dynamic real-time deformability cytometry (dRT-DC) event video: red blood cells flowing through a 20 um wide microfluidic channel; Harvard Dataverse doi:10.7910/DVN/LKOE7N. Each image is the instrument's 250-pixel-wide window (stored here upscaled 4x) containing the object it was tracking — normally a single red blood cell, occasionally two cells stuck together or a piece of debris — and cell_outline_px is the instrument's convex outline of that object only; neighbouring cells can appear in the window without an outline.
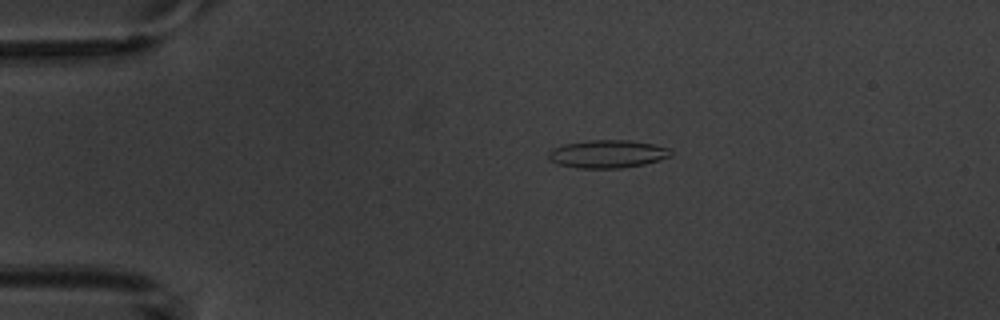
{"species": "common noctule bat (a hibernating species)", "species_latin": "Nyctalus noctula", "temperature_condition": "warm", "stored_images_in_passage": 8, "camera_frame_rate_fps": 3000, "um_per_image_px": 0.085, "animal": {"sex": "male", "body_mass_g": 20.1, "forearm_length_mm": 53.5}, "frame": {"image": 1, "passage_image": 4, "time_ms": 3.333, "image_size_px": [1000, 320], "cell_outline_px": [[672, 156], [660, 160], [644, 164], [620, 168], [576, 168], [556, 164], [548, 160], [548, 152], [552, 148], [564, 144], [592, 140], [628, 140], [652, 144], [668, 148], [672, 152]], "centroid_in_image_um": [51.6, 13.09], "position_along_channel_um": 33.4, "area_um2": 20.0}}
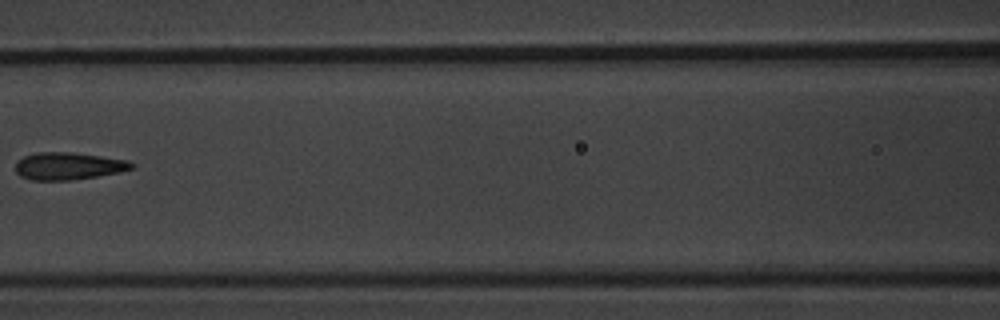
{"frame": {"image": 2, "passage_image": 8, "time_ms": 8.0, "image_size_px": [1000, 320], "cell_outline_px": [[136, 164], [132, 168], [120, 172], [72, 180], [32, 180], [20, 176], [16, 172], [16, 160], [24, 156], [36, 152], [72, 152], [128, 160]], "centroid_in_image_um": [5.79, 14.11], "position_along_channel_um": 160.8, "area_um2": 18.55}}